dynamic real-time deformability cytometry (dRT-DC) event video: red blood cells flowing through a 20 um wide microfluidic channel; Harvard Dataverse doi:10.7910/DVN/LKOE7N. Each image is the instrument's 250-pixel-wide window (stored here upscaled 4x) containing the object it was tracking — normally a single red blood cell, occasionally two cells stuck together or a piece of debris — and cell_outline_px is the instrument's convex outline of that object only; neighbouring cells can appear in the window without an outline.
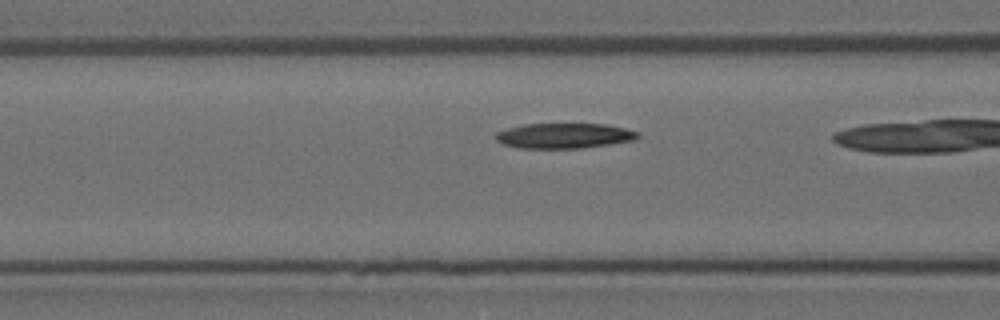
{"species": "Egyptian fruit bat (a non-hibernating species)", "species_latin": "Rousettus aegyptiacus", "temperature_condition": "room temperature", "stored_images_in_passage": 31, "camera_frame_rate_fps": 3000, "um_per_image_px": 0.085, "animal": {"sex": "female"}, "frame": {"image": 1, "passage_image": 12, "time_ms": 3.667, "image_size_px": [1000, 320], "cell_outline_px": [[640, 136], [632, 140], [608, 144], [580, 148], [516, 148], [504, 144], [496, 140], [496, 132], [508, 128], [524, 124], [608, 124], [640, 132]], "centroid_in_image_um": [47.94, 11.53], "position_along_channel_um": 118.7, "area_um2": 20.75}}
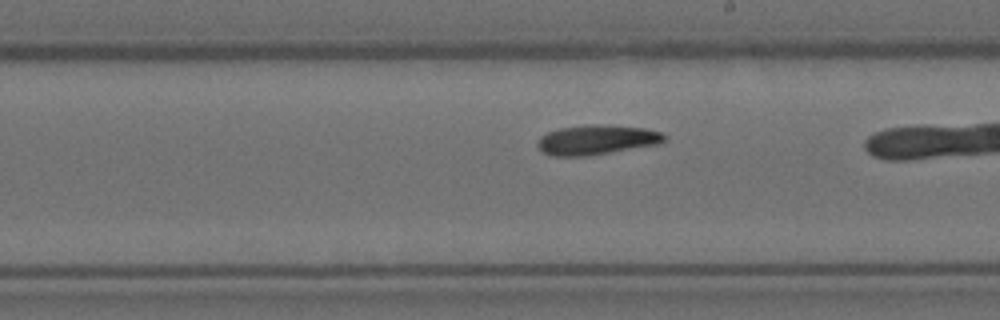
{"frame": {"image": 2, "passage_image": 22, "time_ms": 7.0, "image_size_px": [1000, 320], "cell_outline_px": [[668, 140], [660, 144], [588, 156], [552, 156], [544, 152], [536, 144], [536, 140], [540, 136], [548, 132], [560, 128], [644, 128], [660, 132], [668, 136]], "centroid_in_image_um": [50.73, 11.96], "position_along_channel_um": 238.3, "area_um2": 20.81}}
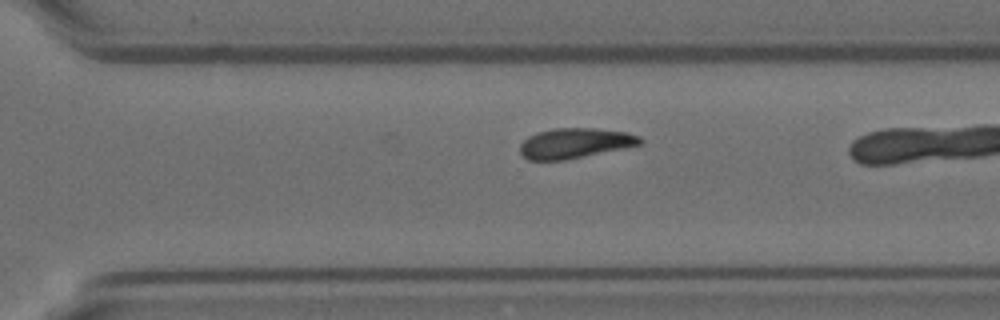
{"frame": {"image": 3, "passage_image": 29, "time_ms": 9.333, "image_size_px": [1000, 320], "cell_outline_px": [[644, 140], [640, 144], [624, 148], [564, 160], [528, 160], [520, 152], [520, 144], [528, 136], [536, 132], [552, 128], [596, 128], [628, 132], [640, 136]], "centroid_in_image_um": [48.87, 12.16], "position_along_channel_um": 321.7, "area_um2": 21.15}}